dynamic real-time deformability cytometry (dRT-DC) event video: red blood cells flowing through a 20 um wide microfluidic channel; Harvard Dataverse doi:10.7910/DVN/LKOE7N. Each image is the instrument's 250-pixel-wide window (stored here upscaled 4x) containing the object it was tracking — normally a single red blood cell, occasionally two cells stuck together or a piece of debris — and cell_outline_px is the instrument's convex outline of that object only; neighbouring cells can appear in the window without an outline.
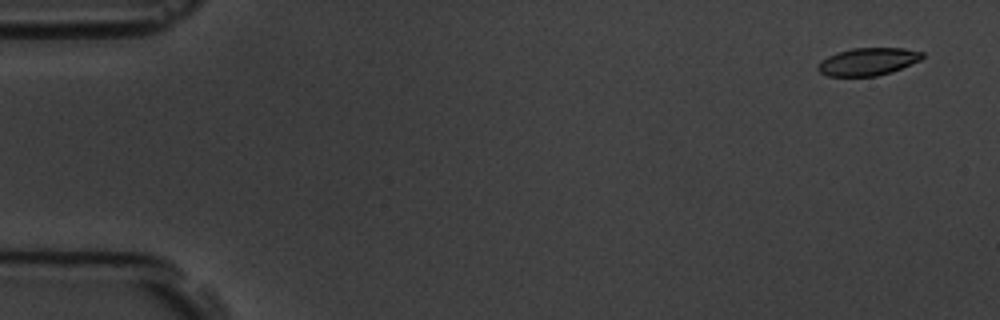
{"species": "common noctule bat (a hibernating species)", "species_latin": "Nyctalus noctula", "temperature_condition": "room temperature", "stored_images_in_passage": 11, "camera_frame_rate_fps": 3000, "um_per_image_px": 0.085, "animal": {"sex": "male", "body_mass_g": 19.5, "forearm_length_mm": 54.6}, "frame": {"image": 1, "passage_image": 1, "time_ms": 0.0, "image_size_px": [1000, 320], "cell_outline_px": [[924, 56], [920, 60], [892, 72], [876, 76], [828, 76], [820, 72], [816, 68], [820, 60], [836, 52], [852, 48], [904, 48], [924, 52]], "centroid_in_image_um": [73.76, 5.23], "position_along_channel_um": 11.2, "area_um2": 16.88}}
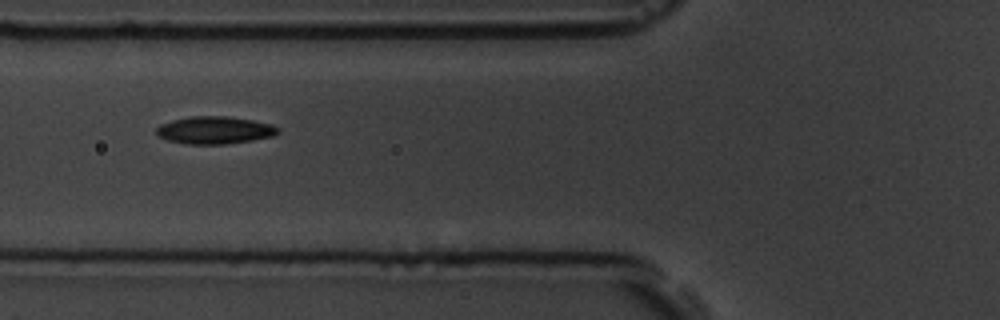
{"frame": {"image": 2, "passage_image": 6, "time_ms": 6.333, "image_size_px": [1000, 320], "cell_outline_px": [[280, 132], [272, 136], [252, 140], [224, 144], [184, 144], [168, 140], [156, 136], [156, 128], [160, 124], [172, 120], [192, 116], [228, 116], [252, 120], [272, 124], [280, 128]], "centroid_in_image_um": [18.23, 11.06], "position_along_channel_um": 107.6, "area_um2": 19.59}}
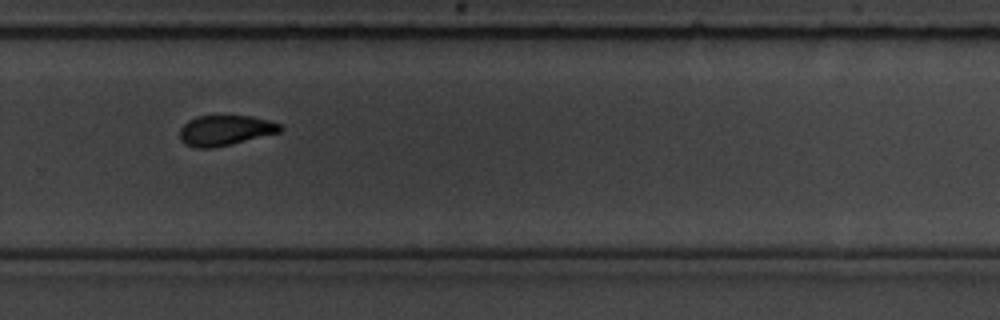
{"frame": {"image": 3, "passage_image": 11, "time_ms": 12.0, "image_size_px": [1000, 320], "cell_outline_px": [[284, 128], [280, 132], [232, 144], [212, 148], [196, 148], [184, 144], [180, 140], [180, 128], [188, 120], [196, 116], [252, 116], [268, 120], [280, 124]], "centroid_in_image_um": [19.13, 11.08], "position_along_channel_um": 310.7, "area_um2": 17.8}}